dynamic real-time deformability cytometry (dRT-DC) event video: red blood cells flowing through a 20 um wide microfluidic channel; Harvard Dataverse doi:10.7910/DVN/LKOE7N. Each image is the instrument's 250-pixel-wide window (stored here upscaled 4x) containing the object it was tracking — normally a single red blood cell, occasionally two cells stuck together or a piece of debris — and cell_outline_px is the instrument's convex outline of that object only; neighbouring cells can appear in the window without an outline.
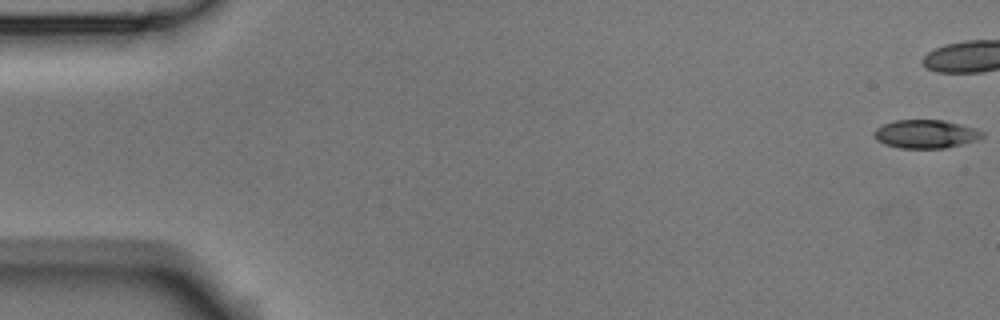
{"species": "Egyptian fruit bat (a non-hibernating species)", "species_latin": "Rousettus aegyptiacus", "temperature_condition": "room temperature", "stored_images_in_passage": 5, "camera_frame_rate_fps": 3000, "um_per_image_px": 0.085, "animal": {"sex": "male"}, "frame": {"image": 1, "passage_image": 1, "time_ms": 0.0, "image_size_px": [1000, 320], "cell_outline_px": [[984, 136], [980, 140], [944, 148], [900, 148], [884, 144], [876, 140], [872, 136], [872, 132], [876, 128], [892, 120], [944, 120], [976, 128], [984, 132]], "centroid_in_image_um": [78.68, 11.39], "position_along_channel_um": 6.3, "area_um2": 18.21}}